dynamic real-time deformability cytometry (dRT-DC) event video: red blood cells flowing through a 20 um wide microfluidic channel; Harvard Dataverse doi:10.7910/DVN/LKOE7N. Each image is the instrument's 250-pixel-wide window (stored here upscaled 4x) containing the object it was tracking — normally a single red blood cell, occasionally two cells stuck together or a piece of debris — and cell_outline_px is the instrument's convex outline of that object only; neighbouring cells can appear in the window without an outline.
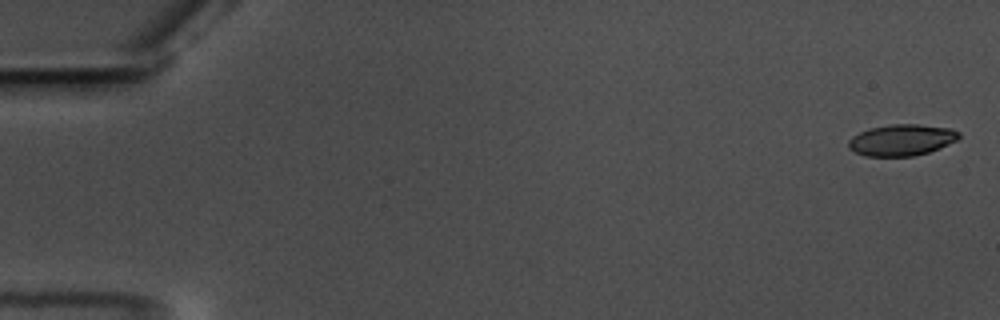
{"species": "common noctule bat (a hibernating species)", "species_latin": "Nyctalus noctula", "temperature_condition": "warm", "stored_images_in_passage": 15, "camera_frame_rate_fps": 3000, "um_per_image_px": 0.085, "animal": {"sex": "male", "body_mass_g": 17.5, "forearm_length_mm": 52.3}, "frame": {"image": 1, "passage_image": 1, "time_ms": 0.0, "image_size_px": [1000, 320], "cell_outline_px": [[960, 136], [956, 140], [940, 148], [928, 152], [912, 156], [864, 156], [848, 148], [848, 140], [852, 136], [860, 132], [872, 128], [892, 124], [916, 124], [952, 128], [960, 132]], "centroid_in_image_um": [76.64, 11.9], "position_along_channel_um": 8.4, "area_um2": 20.11}}